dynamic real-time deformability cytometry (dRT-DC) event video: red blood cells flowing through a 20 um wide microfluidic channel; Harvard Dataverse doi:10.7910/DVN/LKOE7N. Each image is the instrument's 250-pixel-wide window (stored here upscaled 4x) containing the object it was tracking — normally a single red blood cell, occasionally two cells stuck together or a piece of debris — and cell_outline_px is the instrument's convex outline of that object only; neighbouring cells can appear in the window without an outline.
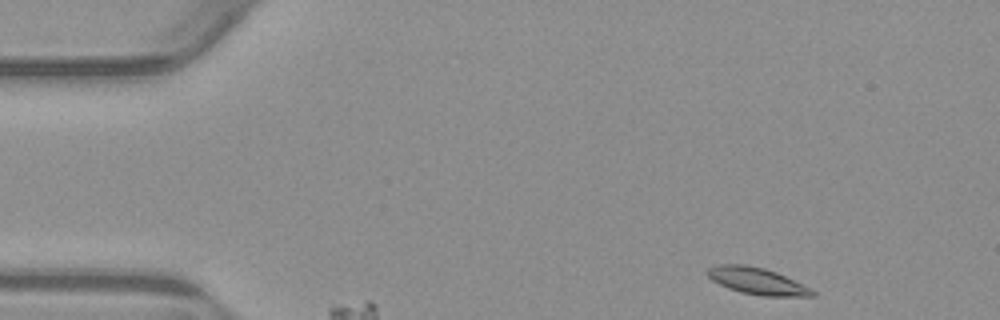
{"species": "common noctule bat (a hibernating species)", "species_latin": "Nyctalus noctula", "temperature_condition": "warm", "stored_images_in_passage": 36, "camera_frame_rate_fps": 3000, "um_per_image_px": 0.085, "animal": {"sex": "male", "body_mass_g": 23.1, "forearm_length_mm": 52.7}, "frame": {"image": 1, "passage_image": 1, "time_ms": 0.0, "image_size_px": [1000, 320], "cell_outline_px": [[816, 296], [764, 296], [740, 292], [728, 288], [712, 280], [704, 272], [708, 268], [716, 264], [744, 264], [764, 268], [776, 272], [812, 288], [816, 292]], "centroid_in_image_um": [64.35, 23.88], "position_along_channel_um": 20.7, "area_um2": 16.47}}
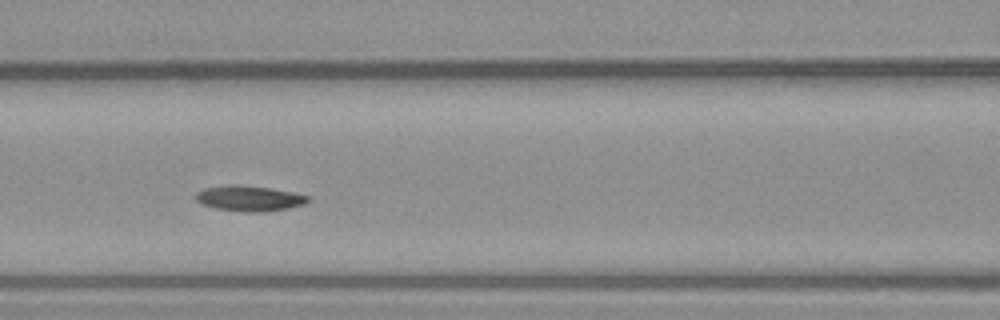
{"frame": {"image": 2, "passage_image": 18, "time_ms": 5.667, "image_size_px": [1000, 320], "cell_outline_px": [[312, 200], [304, 204], [288, 208], [264, 212], [248, 212], [216, 208], [204, 204], [196, 200], [196, 192], [204, 188], [228, 184], [240, 184], [268, 188], [292, 192], [308, 196]], "centroid_in_image_um": [21.2, 16.85], "position_along_channel_um": 145.4, "area_um2": 16.59}}
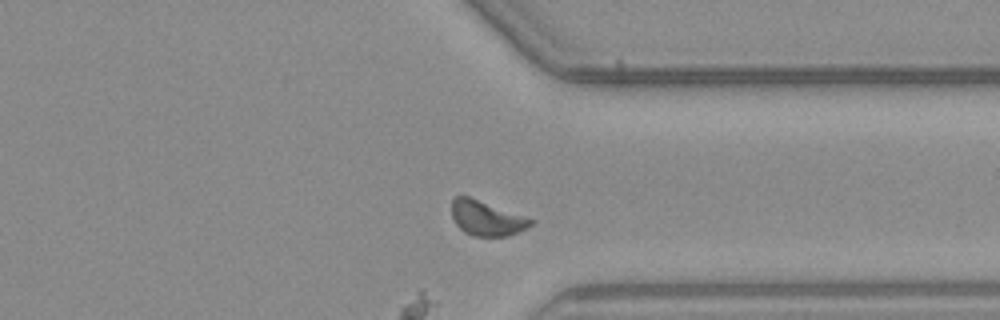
{"frame": {"image": 3, "passage_image": 36, "time_ms": 11.667, "image_size_px": [1000, 320], "cell_outline_px": [[536, 220], [528, 228], [508, 236], [476, 236], [464, 232], [456, 224], [452, 216], [452, 200], [456, 196], [468, 196]], "centroid_in_image_um": [41.38, 18.55], "position_along_channel_um": 370.0, "area_um2": 15.95}}